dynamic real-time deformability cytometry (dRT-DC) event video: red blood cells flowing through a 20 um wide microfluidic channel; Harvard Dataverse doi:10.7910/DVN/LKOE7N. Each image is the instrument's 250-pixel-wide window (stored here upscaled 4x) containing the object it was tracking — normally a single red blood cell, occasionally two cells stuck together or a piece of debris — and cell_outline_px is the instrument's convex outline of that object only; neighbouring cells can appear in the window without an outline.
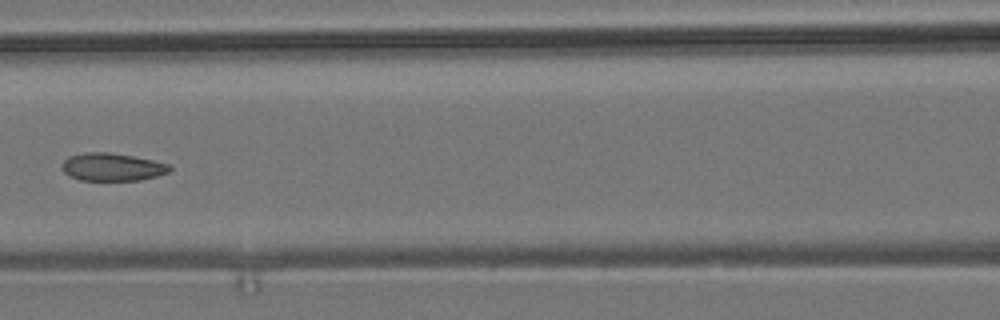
{"species": "common noctule bat (a hibernating species)", "species_latin": "Nyctalus noctula", "temperature_condition": "room temperature", "stored_images_in_passage": 8, "camera_frame_rate_fps": 3000, "um_per_image_px": 0.085, "animal": {"sex": "male", "body_mass_g": 19.2, "forearm_length_mm": 51.8}, "frame": {"image": 1, "passage_image": 7, "time_ms": 7.0, "image_size_px": [1000, 320], "cell_outline_px": [[172, 168], [168, 172], [156, 176], [140, 180], [80, 180], [68, 176], [60, 168], [64, 160], [68, 156], [84, 152], [108, 152], [132, 156], [152, 160], [168, 164]], "centroid_in_image_um": [9.48, 14.19], "position_along_channel_um": 157.1, "area_um2": 17.46}}
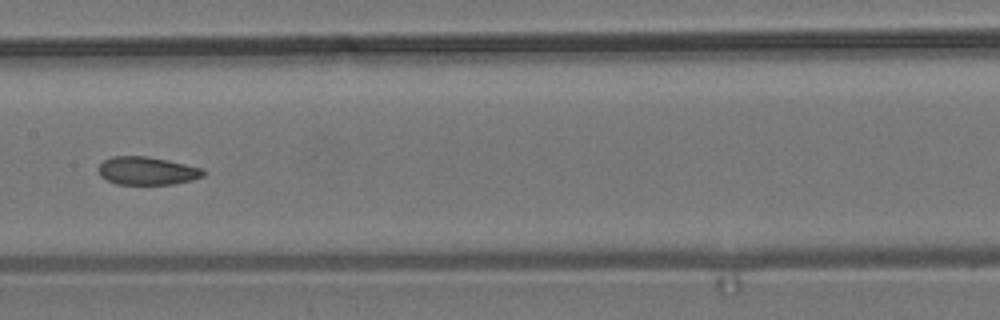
{"frame": {"image": 2, "passage_image": 8, "time_ms": 8.0, "image_size_px": [1000, 320], "cell_outline_px": [[204, 176], [192, 180], [172, 184], [116, 184], [100, 176], [100, 164], [104, 160], [112, 156], [148, 156], [168, 160], [204, 168]], "centroid_in_image_um": [12.53, 14.51], "position_along_channel_um": 194.9, "area_um2": 17.11}}